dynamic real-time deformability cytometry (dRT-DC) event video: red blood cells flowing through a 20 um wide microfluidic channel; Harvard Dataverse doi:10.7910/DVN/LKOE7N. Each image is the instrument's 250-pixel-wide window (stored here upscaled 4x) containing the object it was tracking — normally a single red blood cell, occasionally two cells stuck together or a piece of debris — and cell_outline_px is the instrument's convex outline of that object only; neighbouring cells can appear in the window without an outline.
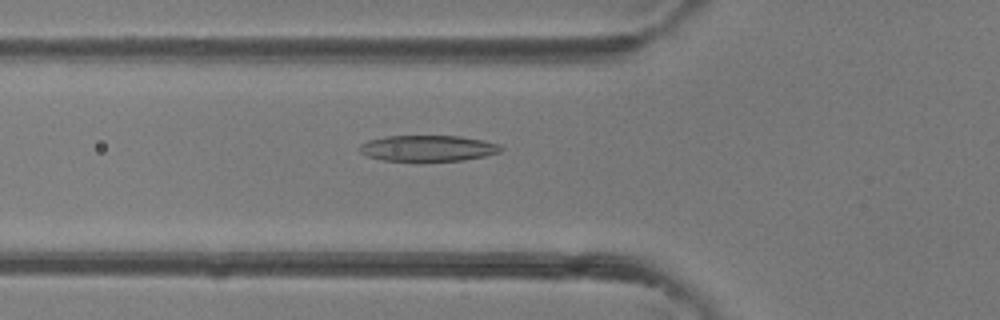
{"species": "common noctule bat (a hibernating species)", "species_latin": "Nyctalus noctula", "temperature_condition": "room temperature", "stored_images_in_passage": 29, "camera_frame_rate_fps": 3000, "um_per_image_px": 0.085, "animal": {"sex": "female"}, "frame": {"image": 1, "passage_image": 5, "time_ms": 1.333, "image_size_px": [1000, 320], "cell_outline_px": [[504, 148], [500, 152], [484, 156], [464, 160], [380, 160], [368, 156], [360, 152], [356, 148], [360, 144], [368, 140], [384, 136], [460, 136], [484, 140], [500, 144]], "centroid_in_image_um": [36.36, 12.58], "position_along_channel_um": 89.4, "area_um2": 21.39}}
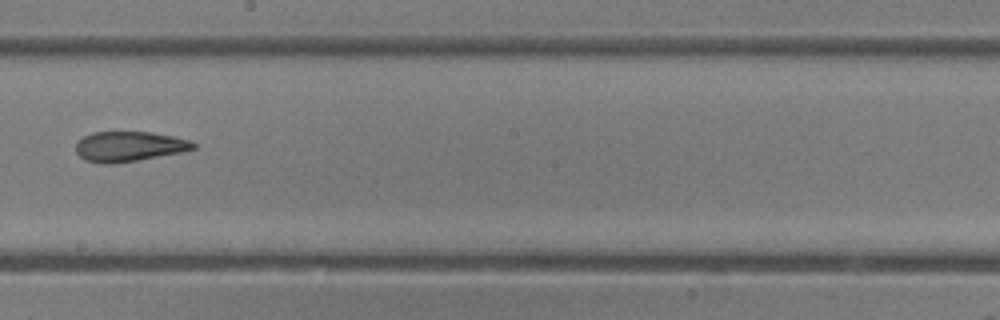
{"frame": {"image": 2, "passage_image": 14, "time_ms": 4.333, "image_size_px": [1000, 320], "cell_outline_px": [[196, 148], [184, 152], [112, 164], [104, 164], [84, 160], [76, 152], [76, 140], [92, 132], [152, 132], [192, 140], [196, 144]], "centroid_in_image_um": [10.98, 12.44], "position_along_channel_um": 237.2, "area_um2": 20.75}}
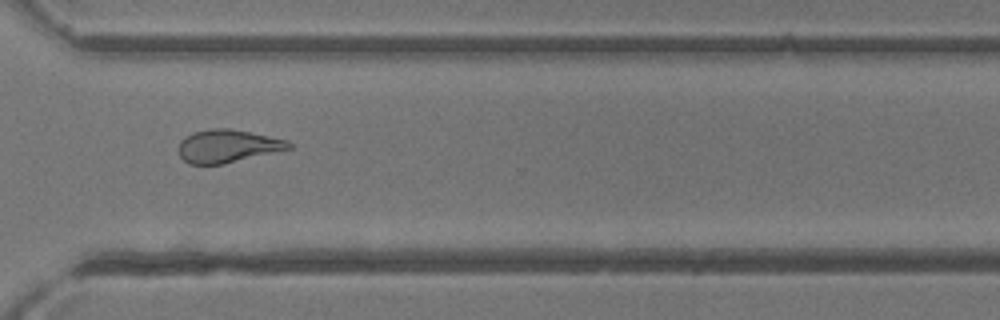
{"frame": {"image": 3, "passage_image": 21, "time_ms": 6.667, "image_size_px": [1000, 320], "cell_outline_px": [[292, 148], [224, 164], [188, 164], [180, 156], [180, 140], [184, 136], [192, 132], [208, 128], [228, 128], [288, 140], [292, 144]], "centroid_in_image_um": [19.33, 12.41], "position_along_channel_um": 351.3, "area_um2": 21.1}}